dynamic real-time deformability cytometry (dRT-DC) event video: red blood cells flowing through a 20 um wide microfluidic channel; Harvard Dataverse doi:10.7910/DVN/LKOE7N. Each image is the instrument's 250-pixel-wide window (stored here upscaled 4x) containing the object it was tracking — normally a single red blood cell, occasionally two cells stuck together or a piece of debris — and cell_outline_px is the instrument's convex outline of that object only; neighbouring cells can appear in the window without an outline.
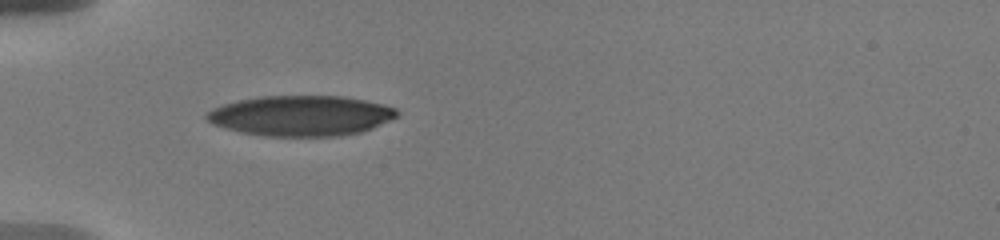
{"species": "human", "species_latin": "Homo sapiens", "temperature_condition": "warm", "stored_images_in_passage": 42, "camera_frame_rate_fps": 3000, "um_per_image_px": 0.085, "donor": {"sex": "male"}, "frame": {"image": 1, "passage_image": 1, "time_ms": 0.0, "image_size_px": [1000, 240], "cell_outline_px": [[400, 112], [396, 116], [372, 128], [360, 132], [340, 136], [264, 136], [240, 132], [224, 128], [212, 124], [204, 116], [204, 112], [220, 104], [236, 100], [260, 96], [344, 96], [384, 104], [396, 108]], "centroid_in_image_um": [25.52, 9.83], "position_along_channel_um": 59.5, "area_um2": 45.08}}
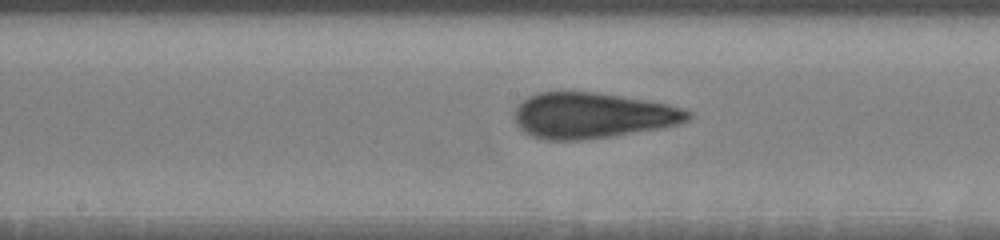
{"frame": {"image": 2, "passage_image": 21, "time_ms": 4.0, "image_size_px": [1000, 240], "cell_outline_px": [[696, 112], [688, 120], [680, 124], [664, 128], [612, 136], [580, 140], [548, 140], [532, 136], [524, 132], [520, 128], [516, 120], [516, 108], [528, 96], [536, 92], [596, 92], [648, 100], [668, 104], [684, 108]], "centroid_in_image_um": [50.44, 9.81], "position_along_channel_um": 197.8, "area_um2": 46.47}}
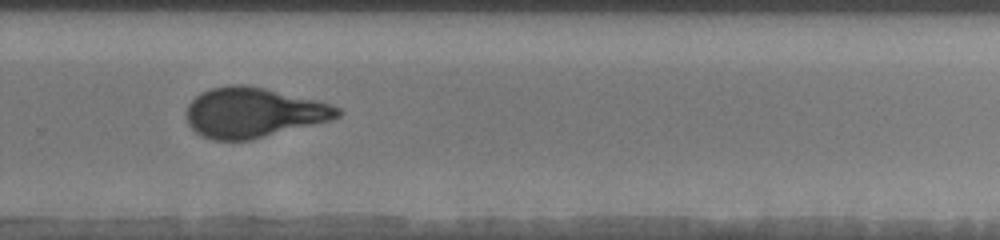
{"frame": {"image": 3, "passage_image": 37, "time_ms": 7.0, "image_size_px": [1000, 240], "cell_outline_px": [[344, 112], [340, 116], [332, 120], [252, 140], [212, 140], [200, 136], [188, 124], [184, 116], [184, 112], [188, 104], [200, 92], [212, 88], [228, 84], [244, 84], [264, 88], [316, 100], [340, 108]], "centroid_in_image_um": [21.5, 9.58], "position_along_channel_um": 308.3, "area_um2": 44.39}}